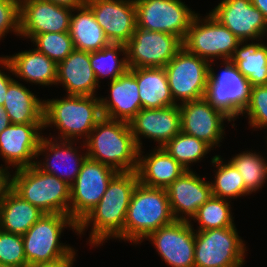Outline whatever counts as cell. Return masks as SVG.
Returning <instances> with one entry per match:
<instances>
[{"label":"cell","mask_w":267,"mask_h":267,"mask_svg":"<svg viewBox=\"0 0 267 267\" xmlns=\"http://www.w3.org/2000/svg\"><path fill=\"white\" fill-rule=\"evenodd\" d=\"M138 183L136 171L118 172L98 204L78 224L77 234H83L91 223V245L98 246L105 240L116 238L123 231L127 209Z\"/></svg>","instance_id":"obj_1"},{"label":"cell","mask_w":267,"mask_h":267,"mask_svg":"<svg viewBox=\"0 0 267 267\" xmlns=\"http://www.w3.org/2000/svg\"><path fill=\"white\" fill-rule=\"evenodd\" d=\"M82 145L88 158L118 172L137 170L139 148L127 122L103 116Z\"/></svg>","instance_id":"obj_2"},{"label":"cell","mask_w":267,"mask_h":267,"mask_svg":"<svg viewBox=\"0 0 267 267\" xmlns=\"http://www.w3.org/2000/svg\"><path fill=\"white\" fill-rule=\"evenodd\" d=\"M44 101L43 127H56L59 134L57 140L74 141L88 138L98 121L103 117L100 97L66 95L63 99ZM60 138V139H59Z\"/></svg>","instance_id":"obj_3"},{"label":"cell","mask_w":267,"mask_h":267,"mask_svg":"<svg viewBox=\"0 0 267 267\" xmlns=\"http://www.w3.org/2000/svg\"><path fill=\"white\" fill-rule=\"evenodd\" d=\"M174 221L167 190L138 183L127 209L123 231L116 239L138 244L152 232Z\"/></svg>","instance_id":"obj_4"},{"label":"cell","mask_w":267,"mask_h":267,"mask_svg":"<svg viewBox=\"0 0 267 267\" xmlns=\"http://www.w3.org/2000/svg\"><path fill=\"white\" fill-rule=\"evenodd\" d=\"M11 188L44 214L59 213L70 216L71 186L42 171L36 164L15 169L11 177Z\"/></svg>","instance_id":"obj_5"},{"label":"cell","mask_w":267,"mask_h":267,"mask_svg":"<svg viewBox=\"0 0 267 267\" xmlns=\"http://www.w3.org/2000/svg\"><path fill=\"white\" fill-rule=\"evenodd\" d=\"M77 233L78 224L67 214L45 213L22 235L28 266L66 258L74 248L60 243L64 228ZM62 244V245H61Z\"/></svg>","instance_id":"obj_6"},{"label":"cell","mask_w":267,"mask_h":267,"mask_svg":"<svg viewBox=\"0 0 267 267\" xmlns=\"http://www.w3.org/2000/svg\"><path fill=\"white\" fill-rule=\"evenodd\" d=\"M194 267H242L246 247L235 226L195 230Z\"/></svg>","instance_id":"obj_7"},{"label":"cell","mask_w":267,"mask_h":267,"mask_svg":"<svg viewBox=\"0 0 267 267\" xmlns=\"http://www.w3.org/2000/svg\"><path fill=\"white\" fill-rule=\"evenodd\" d=\"M164 68L176 104L205 97L210 74L207 60L182 47Z\"/></svg>","instance_id":"obj_8"},{"label":"cell","mask_w":267,"mask_h":267,"mask_svg":"<svg viewBox=\"0 0 267 267\" xmlns=\"http://www.w3.org/2000/svg\"><path fill=\"white\" fill-rule=\"evenodd\" d=\"M239 43L240 40L209 13L203 19L198 14L194 16L183 47L208 62H214L217 58L229 60Z\"/></svg>","instance_id":"obj_9"},{"label":"cell","mask_w":267,"mask_h":267,"mask_svg":"<svg viewBox=\"0 0 267 267\" xmlns=\"http://www.w3.org/2000/svg\"><path fill=\"white\" fill-rule=\"evenodd\" d=\"M222 62L225 67L220 74L214 72L212 62H209L210 74L204 98L234 122L249 102L251 86L230 60Z\"/></svg>","instance_id":"obj_10"},{"label":"cell","mask_w":267,"mask_h":267,"mask_svg":"<svg viewBox=\"0 0 267 267\" xmlns=\"http://www.w3.org/2000/svg\"><path fill=\"white\" fill-rule=\"evenodd\" d=\"M137 27L173 34L184 41L197 14L181 0H134Z\"/></svg>","instance_id":"obj_11"},{"label":"cell","mask_w":267,"mask_h":267,"mask_svg":"<svg viewBox=\"0 0 267 267\" xmlns=\"http://www.w3.org/2000/svg\"><path fill=\"white\" fill-rule=\"evenodd\" d=\"M117 170L86 158L70 191V217L79 224L98 204Z\"/></svg>","instance_id":"obj_12"},{"label":"cell","mask_w":267,"mask_h":267,"mask_svg":"<svg viewBox=\"0 0 267 267\" xmlns=\"http://www.w3.org/2000/svg\"><path fill=\"white\" fill-rule=\"evenodd\" d=\"M182 47L183 41L173 34L148 31L136 26L126 44L128 67H165Z\"/></svg>","instance_id":"obj_13"},{"label":"cell","mask_w":267,"mask_h":267,"mask_svg":"<svg viewBox=\"0 0 267 267\" xmlns=\"http://www.w3.org/2000/svg\"><path fill=\"white\" fill-rule=\"evenodd\" d=\"M145 239L152 241L161 259L171 267H194L195 230L190 221L175 220Z\"/></svg>","instance_id":"obj_14"},{"label":"cell","mask_w":267,"mask_h":267,"mask_svg":"<svg viewBox=\"0 0 267 267\" xmlns=\"http://www.w3.org/2000/svg\"><path fill=\"white\" fill-rule=\"evenodd\" d=\"M181 132L204 141L211 148L224 138V120L230 118L214 108L205 98L179 104ZM223 135V136H222Z\"/></svg>","instance_id":"obj_15"},{"label":"cell","mask_w":267,"mask_h":267,"mask_svg":"<svg viewBox=\"0 0 267 267\" xmlns=\"http://www.w3.org/2000/svg\"><path fill=\"white\" fill-rule=\"evenodd\" d=\"M20 36L32 38L42 33L69 32L74 9L44 0H19Z\"/></svg>","instance_id":"obj_16"},{"label":"cell","mask_w":267,"mask_h":267,"mask_svg":"<svg viewBox=\"0 0 267 267\" xmlns=\"http://www.w3.org/2000/svg\"><path fill=\"white\" fill-rule=\"evenodd\" d=\"M86 5L111 43H128L137 26L134 0H86Z\"/></svg>","instance_id":"obj_17"},{"label":"cell","mask_w":267,"mask_h":267,"mask_svg":"<svg viewBox=\"0 0 267 267\" xmlns=\"http://www.w3.org/2000/svg\"><path fill=\"white\" fill-rule=\"evenodd\" d=\"M210 14L240 41L263 37L267 21L251 0H222Z\"/></svg>","instance_id":"obj_18"},{"label":"cell","mask_w":267,"mask_h":267,"mask_svg":"<svg viewBox=\"0 0 267 267\" xmlns=\"http://www.w3.org/2000/svg\"><path fill=\"white\" fill-rule=\"evenodd\" d=\"M43 124H10L0 133V156L16 169L36 164ZM41 133V134H40Z\"/></svg>","instance_id":"obj_19"},{"label":"cell","mask_w":267,"mask_h":267,"mask_svg":"<svg viewBox=\"0 0 267 267\" xmlns=\"http://www.w3.org/2000/svg\"><path fill=\"white\" fill-rule=\"evenodd\" d=\"M129 125L139 150L143 147L140 136L158 142L157 147H163L181 131L179 104L141 109Z\"/></svg>","instance_id":"obj_20"},{"label":"cell","mask_w":267,"mask_h":267,"mask_svg":"<svg viewBox=\"0 0 267 267\" xmlns=\"http://www.w3.org/2000/svg\"><path fill=\"white\" fill-rule=\"evenodd\" d=\"M166 190L173 217L180 221L191 222L189 218H192L198 209L212 197L210 181L196 176L192 170H186Z\"/></svg>","instance_id":"obj_21"},{"label":"cell","mask_w":267,"mask_h":267,"mask_svg":"<svg viewBox=\"0 0 267 267\" xmlns=\"http://www.w3.org/2000/svg\"><path fill=\"white\" fill-rule=\"evenodd\" d=\"M74 142L69 140L58 142L57 139L53 140V138L48 139L42 136L37 157L43 153H46L47 156H45L43 164L36 161V165L42 171L62 179L71 186L77 178L83 162L88 157L87 153L83 156L78 154L77 149L73 147Z\"/></svg>","instance_id":"obj_22"},{"label":"cell","mask_w":267,"mask_h":267,"mask_svg":"<svg viewBox=\"0 0 267 267\" xmlns=\"http://www.w3.org/2000/svg\"><path fill=\"white\" fill-rule=\"evenodd\" d=\"M110 93L108 98L100 97L104 117L129 123L142 109L138 83L129 70L110 81Z\"/></svg>","instance_id":"obj_23"},{"label":"cell","mask_w":267,"mask_h":267,"mask_svg":"<svg viewBox=\"0 0 267 267\" xmlns=\"http://www.w3.org/2000/svg\"><path fill=\"white\" fill-rule=\"evenodd\" d=\"M65 87L67 95L96 96L99 86L90 63V53L74 49L57 64V84Z\"/></svg>","instance_id":"obj_24"},{"label":"cell","mask_w":267,"mask_h":267,"mask_svg":"<svg viewBox=\"0 0 267 267\" xmlns=\"http://www.w3.org/2000/svg\"><path fill=\"white\" fill-rule=\"evenodd\" d=\"M0 65L29 83L42 86L57 84V64L35 48L12 56H2Z\"/></svg>","instance_id":"obj_25"},{"label":"cell","mask_w":267,"mask_h":267,"mask_svg":"<svg viewBox=\"0 0 267 267\" xmlns=\"http://www.w3.org/2000/svg\"><path fill=\"white\" fill-rule=\"evenodd\" d=\"M141 153L142 149L138 152L136 172L144 186L167 189L186 171L163 147L154 148L148 156Z\"/></svg>","instance_id":"obj_26"},{"label":"cell","mask_w":267,"mask_h":267,"mask_svg":"<svg viewBox=\"0 0 267 267\" xmlns=\"http://www.w3.org/2000/svg\"><path fill=\"white\" fill-rule=\"evenodd\" d=\"M129 71L137 80L142 109L176 105L164 67L129 68Z\"/></svg>","instance_id":"obj_27"},{"label":"cell","mask_w":267,"mask_h":267,"mask_svg":"<svg viewBox=\"0 0 267 267\" xmlns=\"http://www.w3.org/2000/svg\"><path fill=\"white\" fill-rule=\"evenodd\" d=\"M3 107L11 124H43L44 101L17 80L8 86Z\"/></svg>","instance_id":"obj_28"},{"label":"cell","mask_w":267,"mask_h":267,"mask_svg":"<svg viewBox=\"0 0 267 267\" xmlns=\"http://www.w3.org/2000/svg\"><path fill=\"white\" fill-rule=\"evenodd\" d=\"M44 213L20 197L11 187L0 204V229L17 235H24Z\"/></svg>","instance_id":"obj_29"},{"label":"cell","mask_w":267,"mask_h":267,"mask_svg":"<svg viewBox=\"0 0 267 267\" xmlns=\"http://www.w3.org/2000/svg\"><path fill=\"white\" fill-rule=\"evenodd\" d=\"M77 14H71L69 35L74 49L85 52H95L111 44L103 29L97 23L92 10L85 4L74 9Z\"/></svg>","instance_id":"obj_30"},{"label":"cell","mask_w":267,"mask_h":267,"mask_svg":"<svg viewBox=\"0 0 267 267\" xmlns=\"http://www.w3.org/2000/svg\"><path fill=\"white\" fill-rule=\"evenodd\" d=\"M251 42L240 41L229 60L251 87L267 85V45Z\"/></svg>","instance_id":"obj_31"},{"label":"cell","mask_w":267,"mask_h":267,"mask_svg":"<svg viewBox=\"0 0 267 267\" xmlns=\"http://www.w3.org/2000/svg\"><path fill=\"white\" fill-rule=\"evenodd\" d=\"M211 162L217 168L215 180L210 182L212 196L231 200V198L236 199L250 194L245 189L242 175L229 161L225 163L220 155H215Z\"/></svg>","instance_id":"obj_32"},{"label":"cell","mask_w":267,"mask_h":267,"mask_svg":"<svg viewBox=\"0 0 267 267\" xmlns=\"http://www.w3.org/2000/svg\"><path fill=\"white\" fill-rule=\"evenodd\" d=\"M119 54L125 56L119 59ZM90 63L98 83L106 76L113 81L129 70L126 45L111 43L101 50L90 52Z\"/></svg>","instance_id":"obj_33"},{"label":"cell","mask_w":267,"mask_h":267,"mask_svg":"<svg viewBox=\"0 0 267 267\" xmlns=\"http://www.w3.org/2000/svg\"><path fill=\"white\" fill-rule=\"evenodd\" d=\"M163 148L188 171L192 170L189 167L191 163L201 161L211 151V147L204 141L181 131L168 141Z\"/></svg>","instance_id":"obj_34"},{"label":"cell","mask_w":267,"mask_h":267,"mask_svg":"<svg viewBox=\"0 0 267 267\" xmlns=\"http://www.w3.org/2000/svg\"><path fill=\"white\" fill-rule=\"evenodd\" d=\"M242 175L245 189L251 194L267 181V160L256 152L244 151L229 161Z\"/></svg>","instance_id":"obj_35"},{"label":"cell","mask_w":267,"mask_h":267,"mask_svg":"<svg viewBox=\"0 0 267 267\" xmlns=\"http://www.w3.org/2000/svg\"><path fill=\"white\" fill-rule=\"evenodd\" d=\"M230 201L212 196L191 218L198 221V231L235 226Z\"/></svg>","instance_id":"obj_36"},{"label":"cell","mask_w":267,"mask_h":267,"mask_svg":"<svg viewBox=\"0 0 267 267\" xmlns=\"http://www.w3.org/2000/svg\"><path fill=\"white\" fill-rule=\"evenodd\" d=\"M31 42L37 47L36 50L56 64L62 62L74 50L69 32L37 34L31 38Z\"/></svg>","instance_id":"obj_37"},{"label":"cell","mask_w":267,"mask_h":267,"mask_svg":"<svg viewBox=\"0 0 267 267\" xmlns=\"http://www.w3.org/2000/svg\"><path fill=\"white\" fill-rule=\"evenodd\" d=\"M0 265L28 267L22 235L0 229Z\"/></svg>","instance_id":"obj_38"},{"label":"cell","mask_w":267,"mask_h":267,"mask_svg":"<svg viewBox=\"0 0 267 267\" xmlns=\"http://www.w3.org/2000/svg\"><path fill=\"white\" fill-rule=\"evenodd\" d=\"M245 113L250 127L267 128V85L251 87L249 102L241 115Z\"/></svg>","instance_id":"obj_39"},{"label":"cell","mask_w":267,"mask_h":267,"mask_svg":"<svg viewBox=\"0 0 267 267\" xmlns=\"http://www.w3.org/2000/svg\"><path fill=\"white\" fill-rule=\"evenodd\" d=\"M9 31L20 36L19 0H0V39Z\"/></svg>","instance_id":"obj_40"},{"label":"cell","mask_w":267,"mask_h":267,"mask_svg":"<svg viewBox=\"0 0 267 267\" xmlns=\"http://www.w3.org/2000/svg\"><path fill=\"white\" fill-rule=\"evenodd\" d=\"M75 251L66 258H61L53 262L35 263L28 267H72L75 261Z\"/></svg>","instance_id":"obj_41"},{"label":"cell","mask_w":267,"mask_h":267,"mask_svg":"<svg viewBox=\"0 0 267 267\" xmlns=\"http://www.w3.org/2000/svg\"><path fill=\"white\" fill-rule=\"evenodd\" d=\"M11 187V174L8 169L0 166V204L3 201L6 191Z\"/></svg>","instance_id":"obj_42"},{"label":"cell","mask_w":267,"mask_h":267,"mask_svg":"<svg viewBox=\"0 0 267 267\" xmlns=\"http://www.w3.org/2000/svg\"><path fill=\"white\" fill-rule=\"evenodd\" d=\"M12 77L5 74V72H2L0 70V105H4V100L6 97V93L8 90V86L14 81Z\"/></svg>","instance_id":"obj_43"},{"label":"cell","mask_w":267,"mask_h":267,"mask_svg":"<svg viewBox=\"0 0 267 267\" xmlns=\"http://www.w3.org/2000/svg\"><path fill=\"white\" fill-rule=\"evenodd\" d=\"M44 1L52 2L59 6L68 7L71 9H76L86 4V0H44Z\"/></svg>","instance_id":"obj_44"},{"label":"cell","mask_w":267,"mask_h":267,"mask_svg":"<svg viewBox=\"0 0 267 267\" xmlns=\"http://www.w3.org/2000/svg\"><path fill=\"white\" fill-rule=\"evenodd\" d=\"M11 124L4 107L0 105V133Z\"/></svg>","instance_id":"obj_45"},{"label":"cell","mask_w":267,"mask_h":267,"mask_svg":"<svg viewBox=\"0 0 267 267\" xmlns=\"http://www.w3.org/2000/svg\"><path fill=\"white\" fill-rule=\"evenodd\" d=\"M251 3L262 12L267 21V0H251Z\"/></svg>","instance_id":"obj_46"},{"label":"cell","mask_w":267,"mask_h":267,"mask_svg":"<svg viewBox=\"0 0 267 267\" xmlns=\"http://www.w3.org/2000/svg\"><path fill=\"white\" fill-rule=\"evenodd\" d=\"M0 267H17V266H12V265H0Z\"/></svg>","instance_id":"obj_47"},{"label":"cell","mask_w":267,"mask_h":267,"mask_svg":"<svg viewBox=\"0 0 267 267\" xmlns=\"http://www.w3.org/2000/svg\"><path fill=\"white\" fill-rule=\"evenodd\" d=\"M266 32H267V25H266V27H265V31H264V33H263V37L267 34Z\"/></svg>","instance_id":"obj_48"}]
</instances>
